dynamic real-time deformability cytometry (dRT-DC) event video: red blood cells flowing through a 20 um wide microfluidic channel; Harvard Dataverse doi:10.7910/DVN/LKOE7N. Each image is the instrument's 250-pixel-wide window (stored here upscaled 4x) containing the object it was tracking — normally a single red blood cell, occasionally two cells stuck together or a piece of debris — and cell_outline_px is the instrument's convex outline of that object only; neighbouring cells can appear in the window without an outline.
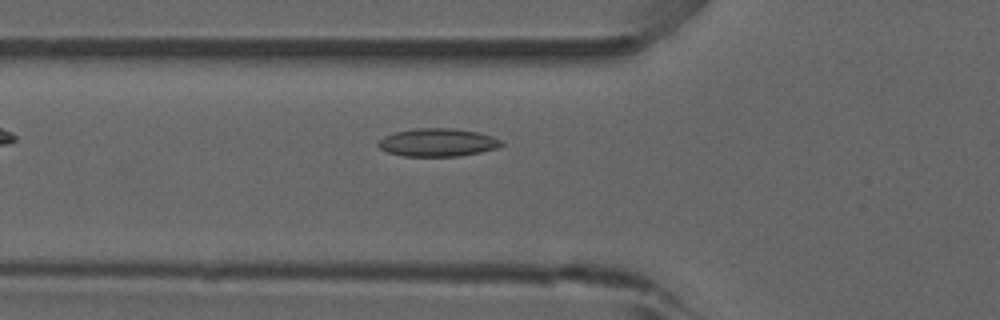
{"species": "common noctule bat (a hibernating species)", "species_latin": "Nyctalus noctula", "temperature_condition": "room temperature", "stored_images_in_passage": 32, "camera_frame_rate_fps": 3000, "um_per_image_px": 0.085, "animal": {"sex": "male", "forearm_length_mm": 52.5}, "frame": {"image": 1, "passage_image": 5, "time_ms": 1.333, "image_size_px": [1000, 320], "cell_outline_px": [[504, 144], [496, 148], [480, 152], [460, 156], [404, 156], [388, 152], [380, 148], [376, 144], [384, 136], [396, 132], [412, 128], [452, 128], [476, 132], [492, 136], [500, 140]], "centroid_in_image_um": [37.18, 12.11], "position_along_channel_um": 88.6, "area_um2": 20.0}}
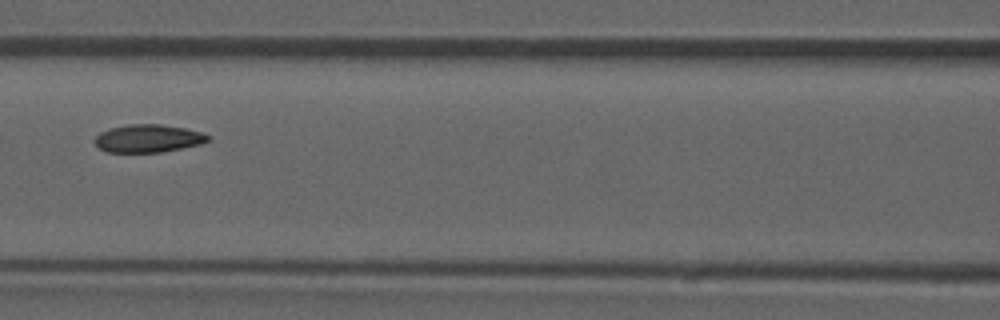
{"frame": {"image": 2, "passage_image": 10, "time_ms": 3.0, "image_size_px": [1000, 320], "cell_outline_px": [[212, 140], [200, 144], [160, 152], [108, 152], [100, 148], [92, 140], [100, 132], [108, 128], [128, 124], [160, 124], [184, 128], [200, 132], [208, 136]], "centroid_in_image_um": [12.55, 11.76], "position_along_channel_um": 154.0, "area_um2": 18.32}}